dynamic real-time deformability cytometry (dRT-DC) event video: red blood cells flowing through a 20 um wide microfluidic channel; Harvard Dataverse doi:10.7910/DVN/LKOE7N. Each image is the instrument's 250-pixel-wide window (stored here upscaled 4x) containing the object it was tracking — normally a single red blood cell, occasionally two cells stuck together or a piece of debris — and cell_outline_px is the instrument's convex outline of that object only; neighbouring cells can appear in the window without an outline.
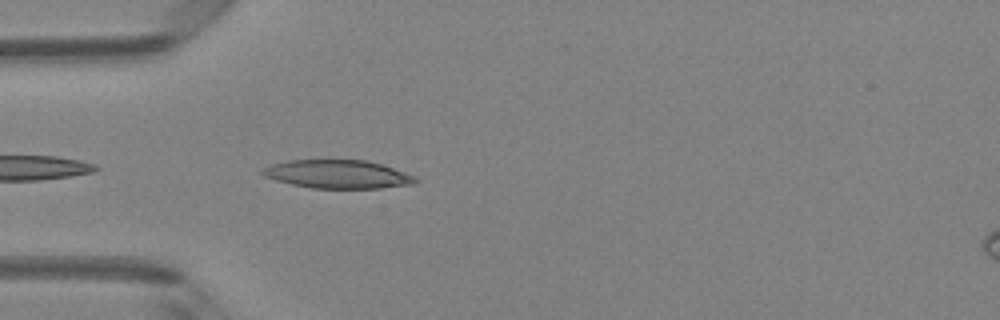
{"species": "Egyptian fruit bat (a non-hibernating species)", "species_latin": "Rousettus aegyptiacus", "temperature_condition": "room temperature", "stored_images_in_passage": 3, "camera_frame_rate_fps": 3000, "um_per_image_px": 0.085, "animal": {"sex": "female"}, "frame": {"image": 1, "passage_image": 3, "time_ms": 0.667, "image_size_px": [1000, 320], "cell_outline_px": [[420, 180], [412, 184], [380, 188], [312, 188], [292, 184], [276, 180], [264, 176], [260, 172], [264, 168], [272, 164], [288, 160], [368, 160], [416, 176]], "centroid_in_image_um": [28.71, 14.81], "position_along_channel_um": 56.3, "area_um2": 25.14}}